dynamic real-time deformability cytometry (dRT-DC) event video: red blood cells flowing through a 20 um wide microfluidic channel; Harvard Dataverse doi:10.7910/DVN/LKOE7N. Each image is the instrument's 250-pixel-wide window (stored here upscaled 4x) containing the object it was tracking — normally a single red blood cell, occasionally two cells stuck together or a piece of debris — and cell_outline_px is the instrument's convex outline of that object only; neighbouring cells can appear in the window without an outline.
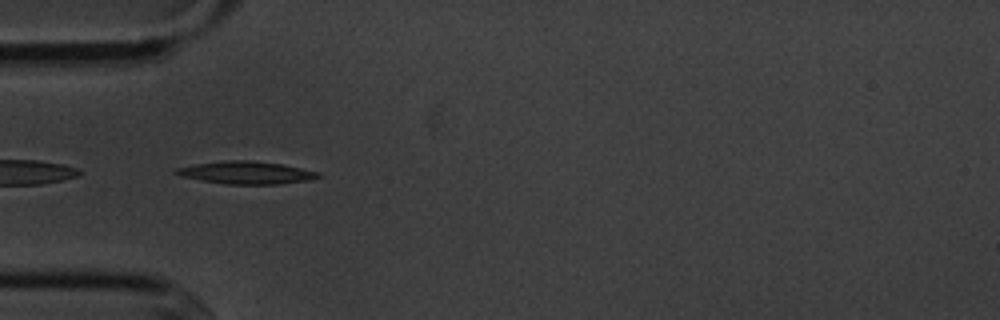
{"species": "common noctule bat (a hibernating species)", "species_latin": "Nyctalus noctula", "temperature_condition": "cold", "stored_images_in_passage": 4, "camera_frame_rate_fps": 3000, "um_per_image_px": 0.085, "animal": {"sex": "male", "body_mass_g": 20.1, "forearm_length_mm": 53.5}, "frame": {"image": 1, "passage_image": 4, "time_ms": 3.333, "image_size_px": [1000, 320], "cell_outline_px": [[324, 176], [308, 180], [280, 184], [224, 184], [184, 176], [172, 172], [176, 168], [196, 164], [228, 160], [248, 160], [284, 164], [320, 172]], "centroid_in_image_um": [21.01, 14.67], "position_along_channel_um": 64.0, "area_um2": 18.61}}